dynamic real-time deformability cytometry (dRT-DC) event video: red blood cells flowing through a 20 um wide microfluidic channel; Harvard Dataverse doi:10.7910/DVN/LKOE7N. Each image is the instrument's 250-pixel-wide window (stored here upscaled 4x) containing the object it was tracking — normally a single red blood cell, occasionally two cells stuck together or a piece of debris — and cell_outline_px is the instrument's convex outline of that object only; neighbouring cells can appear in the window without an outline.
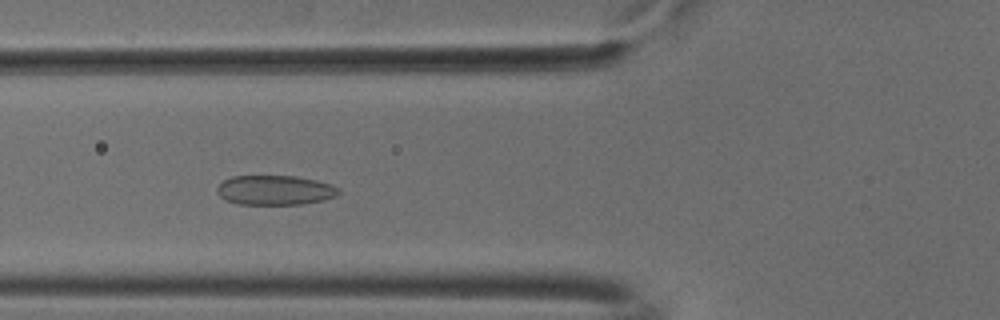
{"species": "common noctule bat (a hibernating species)", "species_latin": "Nyctalus noctula", "temperature_condition": "cold", "stored_images_in_passage": 37, "camera_frame_rate_fps": 3000, "um_per_image_px": 0.085, "animal": {"sex": "male", "body_mass_g": 18.8}, "frame": {"image": 1, "passage_image": 4, "time_ms": 1.0, "image_size_px": [1000, 320], "cell_outline_px": [[340, 192], [336, 196], [324, 200], [300, 204], [236, 204], [220, 196], [216, 192], [216, 188], [224, 180], [232, 176], [296, 176], [316, 180], [332, 184], [340, 188]], "centroid_in_image_um": [23.39, 16.16], "position_along_channel_um": 102.4, "area_um2": 21.04}}
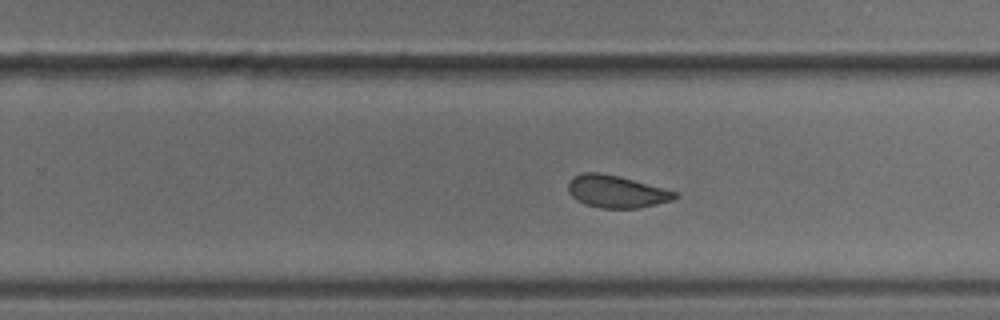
{"frame": {"image": 2, "passage_image": 18, "time_ms": 5.667, "image_size_px": [1000, 320], "cell_outline_px": [[680, 196], [672, 200], [640, 208], [600, 208], [584, 204], [576, 200], [568, 192], [568, 180], [572, 176], [580, 172], [600, 172], [620, 176], [676, 192]], "centroid_in_image_um": [52.34, 16.27], "position_along_channel_um": 277.5, "area_um2": 20.29}}
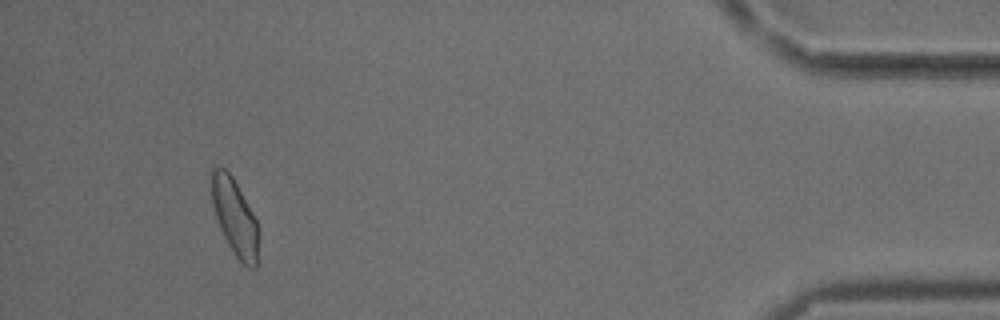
{"frame": {"image": 3, "passage_image": 34, "time_ms": 11.0, "image_size_px": [1000, 320], "cell_outline_px": [[256, 268], [248, 268], [236, 256], [228, 244], [220, 228], [212, 204], [208, 172], [212, 168], [224, 168], [232, 176], [252, 212], [256, 220]], "centroid_in_image_um": [19.87, 18.36], "position_along_channel_um": 415.3, "area_um2": 20.52}, "authors_computed_cell_mechanics": {"area_um2": 20.9236, "velocity_mm_per_s": 3.7465, "shape_relaxation_time_tau1_ms": 5.6706, "shape_relaxation_time_tau2_ms": 1.8077, "deformation_change_tau1": 0.1098, "deformation_change_tau2": 0.0763}}